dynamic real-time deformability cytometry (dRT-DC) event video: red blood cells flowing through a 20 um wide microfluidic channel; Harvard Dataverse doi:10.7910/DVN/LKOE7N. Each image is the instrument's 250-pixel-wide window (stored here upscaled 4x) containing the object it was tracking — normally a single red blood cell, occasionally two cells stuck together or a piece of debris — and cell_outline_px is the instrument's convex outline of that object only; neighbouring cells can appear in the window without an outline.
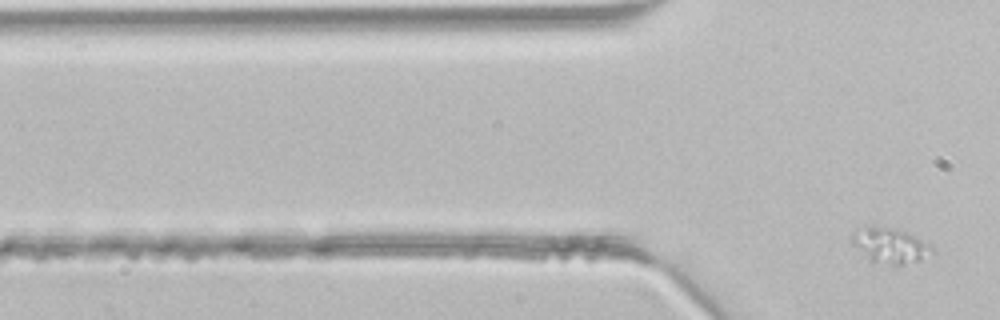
{"species": "common noctule bat (a hibernating species)", "species_latin": "Nyctalus noctula", "temperature_condition": "room temperature", "stored_images_in_passage": 5, "segment_of_instrument_passage": [2, 2], "camera_frame_rate_fps": 3000, "um_per_image_px": 0.085, "animal": {"sex": "male", "body_mass_g": 21.5, "forearm_length_mm": 52.0}, "frame": {"image": 1, "passage_image": 5, "time_ms": 1.333, "image_size_px": [1000, 320], "cell_outline_px": [[932, 252], [920, 260], [904, 264], [892, 264], [872, 260], [852, 244], [852, 232], [868, 228], [892, 228], [916, 236], [928, 244], [932, 248]], "centroid_in_image_um": [75.68, 20.88], "position_along_channel_um": 50.1, "area_um2": 15.37}}